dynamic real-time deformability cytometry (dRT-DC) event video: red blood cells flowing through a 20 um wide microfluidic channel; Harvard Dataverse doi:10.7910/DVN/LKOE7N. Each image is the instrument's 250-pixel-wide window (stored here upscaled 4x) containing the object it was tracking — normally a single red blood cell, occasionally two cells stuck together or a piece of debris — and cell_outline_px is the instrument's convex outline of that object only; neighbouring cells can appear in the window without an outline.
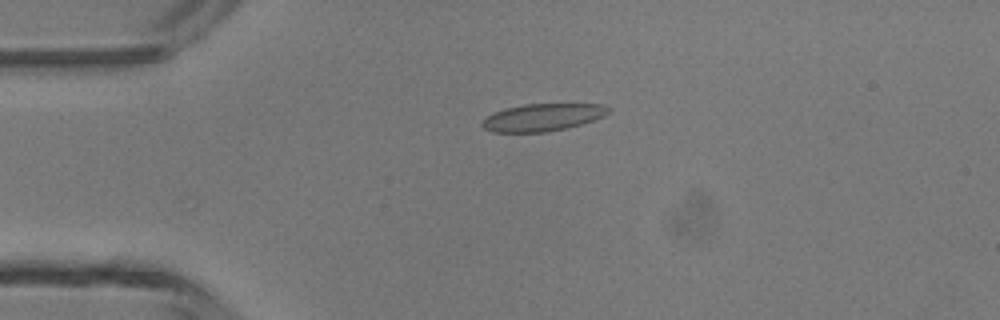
{"species": "common noctule bat (a hibernating species)", "species_latin": "Nyctalus noctula", "temperature_condition": "room temperature", "stored_images_in_passage": 24, "camera_frame_rate_fps": 3000, "um_per_image_px": 0.085, "animal": {"sex": "male", "body_mass_g": 13.3}, "frame": {"image": 1, "passage_image": 11, "time_ms": 3.333, "image_size_px": [1000, 320], "cell_outline_px": [[612, 112], [604, 116], [580, 124], [548, 132], [492, 132], [484, 128], [480, 124], [488, 116], [504, 108], [524, 104], [604, 104], [612, 108]], "centroid_in_image_um": [46.16, 9.96], "position_along_channel_um": 38.8, "area_um2": 20.11}}
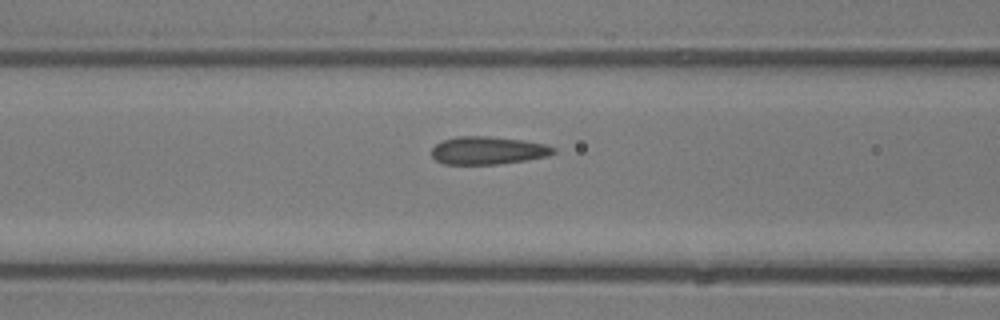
{"frame": {"image": 2, "passage_image": 19, "time_ms": 6.0, "image_size_px": [1000, 320], "cell_outline_px": [[556, 152], [548, 156], [524, 160], [496, 164], [444, 164], [436, 160], [432, 156], [432, 148], [440, 140], [456, 136], [488, 136], [524, 140], [544, 144], [556, 148]], "centroid_in_image_um": [41.45, 12.78], "position_along_channel_um": 125.1, "area_um2": 19.83}}
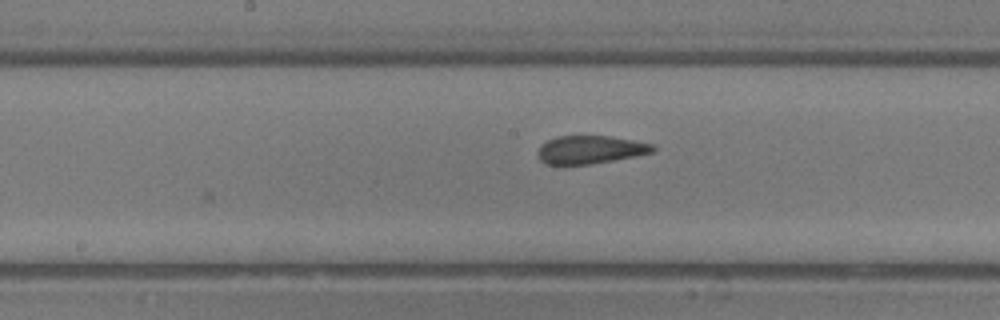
{"frame": {"image": 3, "passage_image": 24, "time_ms": 7.667, "image_size_px": [1000, 320], "cell_outline_px": [[656, 152], [636, 156], [588, 164], [544, 164], [540, 160], [536, 152], [540, 144], [556, 136], [608, 136], [632, 140], [652, 144], [656, 148]], "centroid_in_image_um": [50.15, 12.72], "position_along_channel_um": 198.1, "area_um2": 18.84}}